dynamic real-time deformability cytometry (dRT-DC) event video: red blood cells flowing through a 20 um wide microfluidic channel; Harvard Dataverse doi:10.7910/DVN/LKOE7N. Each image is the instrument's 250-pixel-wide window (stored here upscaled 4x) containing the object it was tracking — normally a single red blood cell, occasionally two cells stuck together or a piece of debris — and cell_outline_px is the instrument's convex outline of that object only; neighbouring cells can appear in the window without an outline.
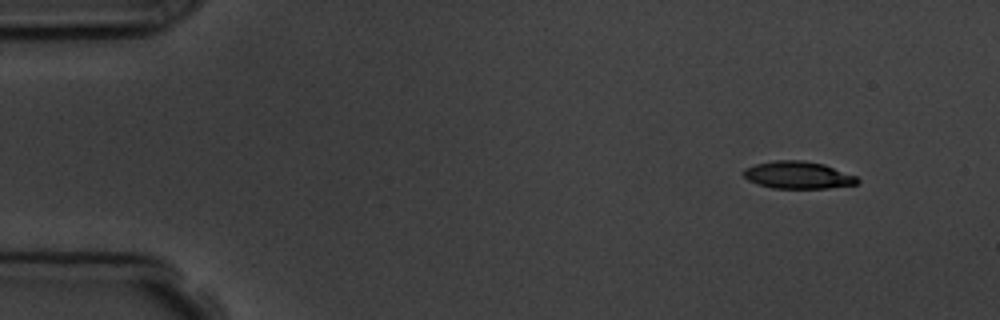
{"species": "common noctule bat (a hibernating species)", "species_latin": "Nyctalus noctula", "temperature_condition": "room temperature", "stored_images_in_passage": 3, "camera_frame_rate_fps": 3000, "um_per_image_px": 0.085, "animal": {"sex": "male", "body_mass_g": 19.5, "forearm_length_mm": 54.6}, "frame": {"image": 1, "passage_image": 1, "time_ms": 0.0, "image_size_px": [1000, 320], "cell_outline_px": [[860, 180], [856, 184], [828, 188], [772, 188], [748, 180], [740, 172], [744, 168], [756, 164], [772, 160], [804, 160], [824, 164], [856, 176]], "centroid_in_image_um": [67.8, 14.87], "position_along_channel_um": 17.2, "area_um2": 18.15}}